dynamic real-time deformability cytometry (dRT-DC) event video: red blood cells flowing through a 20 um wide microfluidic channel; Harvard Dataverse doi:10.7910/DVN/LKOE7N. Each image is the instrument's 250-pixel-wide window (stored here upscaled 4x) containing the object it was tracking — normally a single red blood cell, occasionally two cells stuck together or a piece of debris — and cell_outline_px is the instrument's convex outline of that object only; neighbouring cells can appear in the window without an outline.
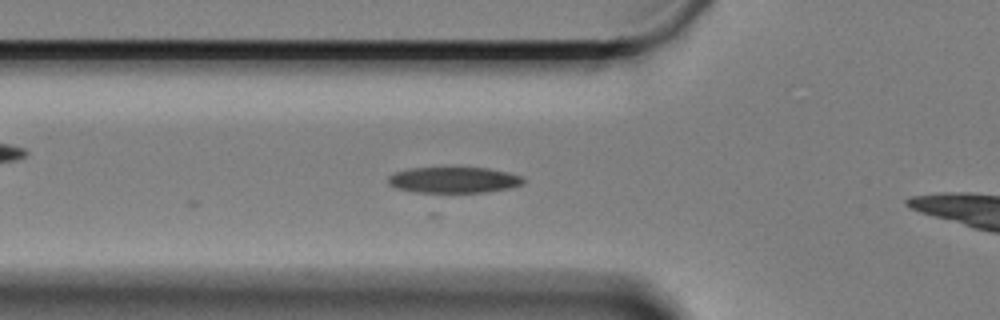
{"species": "Egyptian fruit bat (a non-hibernating species)", "species_latin": "Rousettus aegyptiacus", "temperature_condition": "cold", "stored_images_in_passage": 9, "camera_frame_rate_fps": 3000, "um_per_image_px": 0.085, "animal": {"sex": "female"}, "frame": {"image": 1, "passage_image": 9, "time_ms": 2.667, "image_size_px": [1000, 320], "cell_outline_px": [[524, 184], [508, 188], [484, 192], [432, 196], [396, 188], [388, 184], [388, 176], [396, 172], [408, 168], [452, 164], [488, 168], [508, 172], [520, 176], [524, 180]], "centroid_in_image_um": [38.49, 15.29], "position_along_channel_um": 87.3, "area_um2": 22.48}}